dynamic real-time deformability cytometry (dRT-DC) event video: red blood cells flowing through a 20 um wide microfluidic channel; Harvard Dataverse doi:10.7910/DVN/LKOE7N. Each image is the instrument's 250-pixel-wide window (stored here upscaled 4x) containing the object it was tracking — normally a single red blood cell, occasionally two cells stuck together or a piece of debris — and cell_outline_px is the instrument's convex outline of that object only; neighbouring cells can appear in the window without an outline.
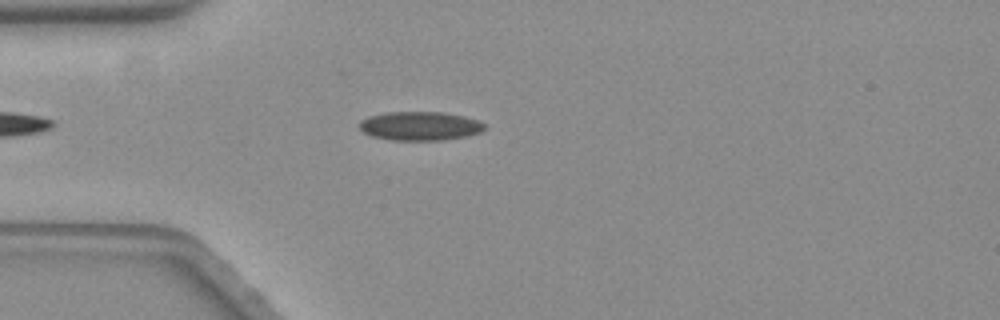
{"species": "common noctule bat (a hibernating species)", "species_latin": "Nyctalus noctula", "temperature_condition": "warm", "stored_images_in_passage": 47, "camera_frame_rate_fps": 3000, "um_per_image_px": 0.085, "animal": {"sex": "female", "body_mass_g": 19.3, "forearm_length_mm": 54.1}, "frame": {"image": 1, "passage_image": 8, "time_ms": 2.333, "image_size_px": [1000, 320], "cell_outline_px": [[488, 128], [480, 132], [468, 136], [444, 140], [392, 140], [372, 136], [364, 132], [360, 128], [360, 120], [368, 116], [384, 112], [444, 112], [464, 116], [476, 120], [484, 124]], "centroid_in_image_um": [35.71, 10.71], "position_along_channel_um": 49.3, "area_um2": 21.15}}
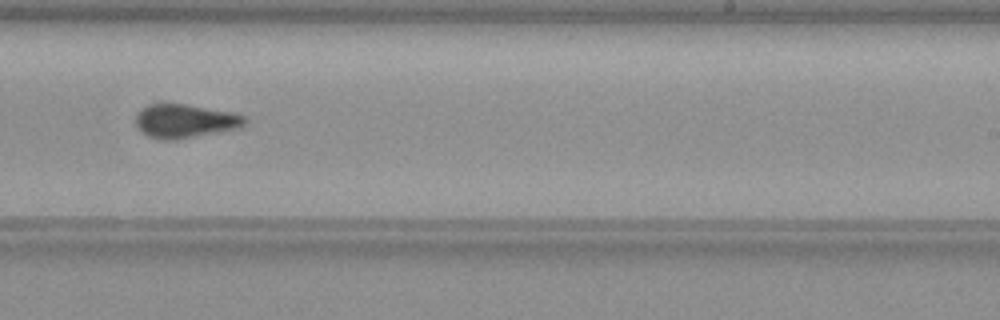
{"frame": {"image": 2, "passage_image": 28, "time_ms": 9.0, "image_size_px": [1000, 320], "cell_outline_px": [[248, 124], [240, 128], [220, 132], [176, 140], [164, 140], [148, 136], [140, 132], [136, 124], [136, 112], [148, 104], [184, 104], [232, 112], [244, 116], [248, 120]], "centroid_in_image_um": [15.74, 10.3], "position_along_channel_um": 273.3, "area_um2": 21.68}}
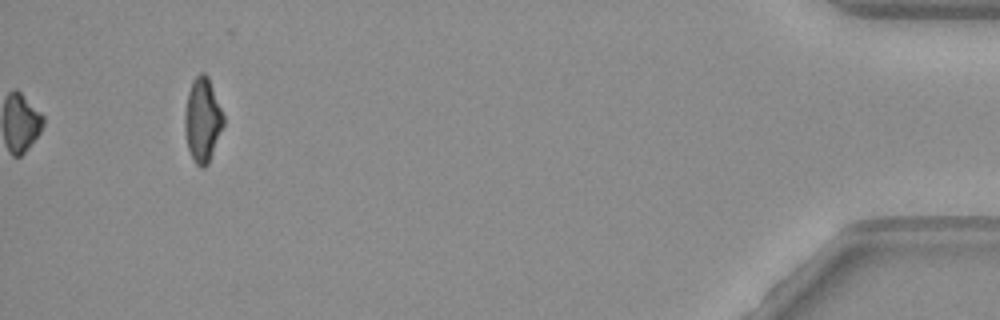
{"frame": {"image": 3, "passage_image": 47, "time_ms": 15.333, "image_size_px": [1000, 320], "cell_outline_px": [[224, 124], [208, 164], [204, 168], [200, 168], [196, 164], [188, 148], [184, 132], [184, 112], [188, 92], [192, 80], [200, 72], [204, 72], [208, 76], [224, 116]], "centroid_in_image_um": [17.2, 10.18], "position_along_channel_um": 418.0, "area_um2": 19.02}, "authors_computed_cell_mechanics": {"area_um2": 20.808, "velocity_mm_per_s": 3.5228, "shape_relaxation_time_tau1_ms": 6.8231, "shape_relaxation_time_tau2_ms": 3.5418, "deformation_change_tau1": 0.1624, "deformation_change_tau2": 0.0864}}